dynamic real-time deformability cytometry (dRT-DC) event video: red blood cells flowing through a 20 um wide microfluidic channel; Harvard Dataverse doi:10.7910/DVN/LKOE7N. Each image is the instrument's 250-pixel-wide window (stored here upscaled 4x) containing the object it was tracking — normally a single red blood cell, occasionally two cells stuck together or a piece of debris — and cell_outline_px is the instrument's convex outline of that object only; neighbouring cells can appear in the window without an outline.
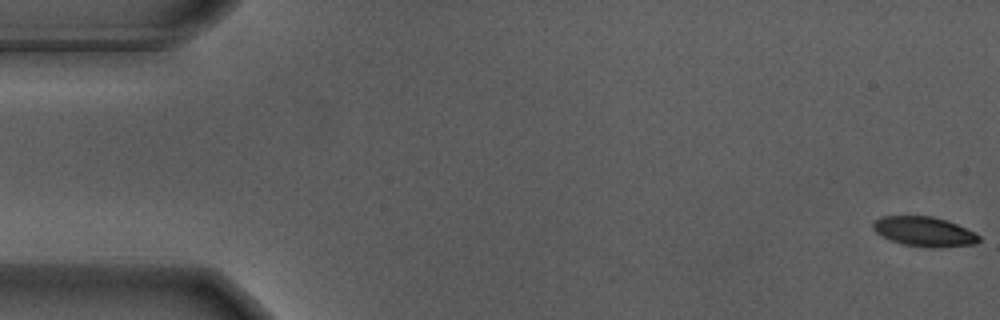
{"species": "Egyptian fruit bat (a non-hibernating species)", "species_latin": "Rousettus aegyptiacus", "temperature_condition": "warm", "stored_images_in_passage": 57, "camera_frame_rate_fps": 3000, "um_per_image_px": 0.085, "animal": {"sex": "male"}, "frame": {"image": 1, "passage_image": 1, "time_ms": 0.0, "image_size_px": [1000, 320], "cell_outline_px": [[980, 240], [976, 244], [940, 248], [928, 248], [904, 244], [888, 240], [880, 236], [872, 228], [872, 224], [880, 216], [932, 216], [948, 220], [976, 232], [980, 236]], "centroid_in_image_um": [78.58, 19.69], "position_along_channel_um": 6.4, "area_um2": 18.73}}
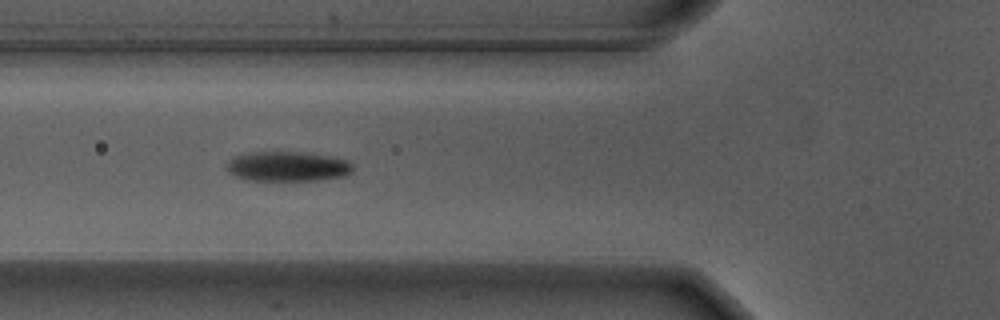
{"frame": {"image": 2, "passage_image": 21, "time_ms": 6.667, "image_size_px": [1000, 320], "cell_outline_px": [[352, 172], [344, 176], [316, 180], [248, 180], [236, 176], [228, 172], [228, 160], [236, 156], [252, 152], [300, 152], [328, 156], [344, 160], [352, 164]], "centroid_in_image_um": [24.43, 14.15], "position_along_channel_um": 101.4, "area_um2": 21.56}}
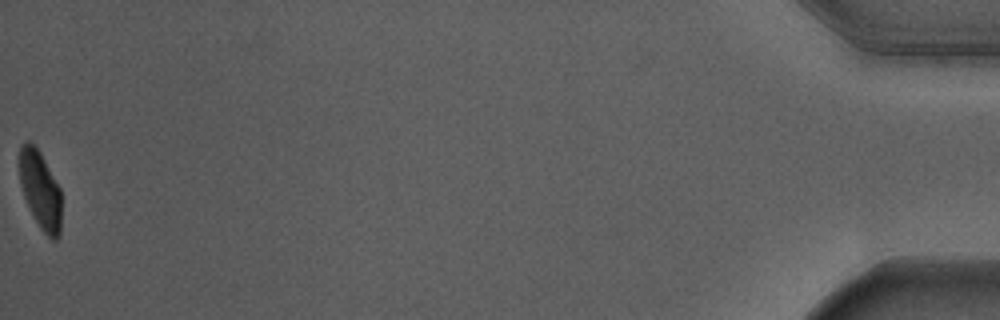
{"frame": {"image": 3, "passage_image": 57, "time_ms": 18.667, "image_size_px": [1000, 320], "cell_outline_px": [[60, 236], [56, 240], [52, 240], [40, 228], [24, 196], [20, 184], [20, 144], [24, 140], [28, 140], [40, 152], [60, 188]], "centroid_in_image_um": [3.42, 16.13], "position_along_channel_um": 431.8, "area_um2": 18.73}, "authors_computed_cell_mechanics": {"area_um2": 21.3282, "velocity_mm_per_s": 3.6533, "shape_relaxation_time_tau1_ms": 2.518, "shape_relaxation_time_tau2_ms": null, "deformation_change_tau1": 0.1849, "deformation_change_tau2": null}}